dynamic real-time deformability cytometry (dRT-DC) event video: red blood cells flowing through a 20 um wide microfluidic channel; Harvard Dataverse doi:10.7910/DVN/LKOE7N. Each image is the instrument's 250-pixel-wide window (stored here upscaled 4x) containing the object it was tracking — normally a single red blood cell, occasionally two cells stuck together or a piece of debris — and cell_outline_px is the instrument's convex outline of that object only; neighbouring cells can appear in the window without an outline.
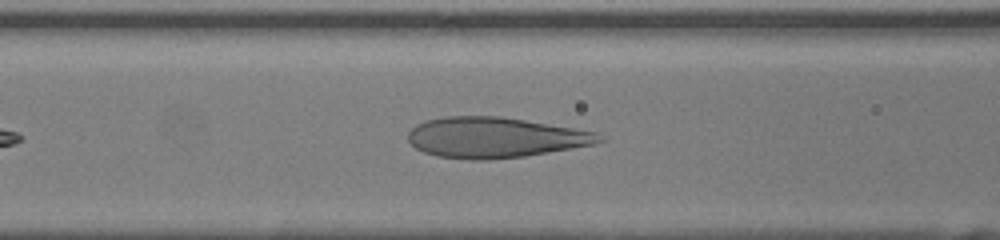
{"species": "human", "species_latin": "Homo sapiens", "temperature_condition": "room temperature", "stored_images_in_passage": 31, "camera_frame_rate_fps": 3000, "um_per_image_px": 0.085, "donor": {"sex": "female"}, "frame": {"image": 1, "passage_image": 7, "time_ms": 2.0, "image_size_px": [1000, 240], "cell_outline_px": [[608, 140], [596, 144], [524, 156], [488, 160], [472, 160], [436, 156], [424, 152], [416, 148], [408, 140], [408, 132], [416, 124], [428, 120], [444, 116], [500, 116], [596, 132]], "centroid_in_image_um": [42.07, 11.69], "position_along_channel_um": 124.5, "area_um2": 45.03}}
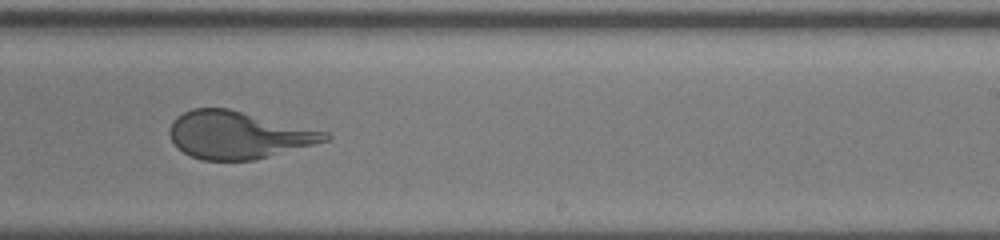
{"frame": {"image": 2, "passage_image": 17, "time_ms": 5.333, "image_size_px": [1000, 240], "cell_outline_px": [[332, 136], [328, 140], [256, 160], [200, 160], [176, 148], [168, 132], [176, 116], [192, 108], [228, 108], [328, 132]], "centroid_in_image_um": [20.23, 11.47], "position_along_channel_um": 268.8, "area_um2": 42.77}}
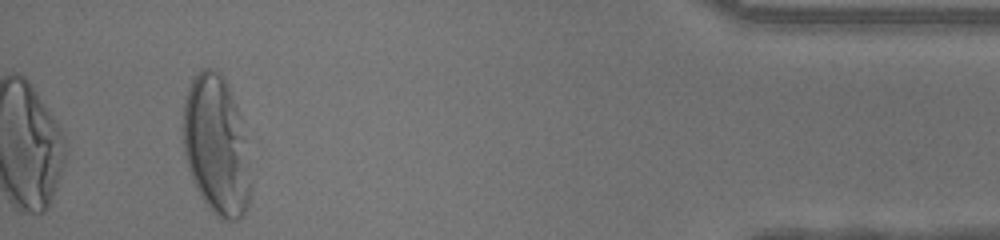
{"frame": {"image": 3, "passage_image": 31, "time_ms": 10.0, "image_size_px": [1000, 240], "cell_outline_px": [[252, 188], [248, 204], [244, 212], [236, 220], [220, 220], [212, 212], [204, 200], [192, 180], [188, 168], [184, 152], [184, 100], [192, 76], [200, 68], [212, 68], [220, 72], [224, 76], [232, 96], [236, 108], [244, 136]], "centroid_in_image_um": [18.37, 12.36], "position_along_channel_um": 416.8, "area_um2": 54.45}}